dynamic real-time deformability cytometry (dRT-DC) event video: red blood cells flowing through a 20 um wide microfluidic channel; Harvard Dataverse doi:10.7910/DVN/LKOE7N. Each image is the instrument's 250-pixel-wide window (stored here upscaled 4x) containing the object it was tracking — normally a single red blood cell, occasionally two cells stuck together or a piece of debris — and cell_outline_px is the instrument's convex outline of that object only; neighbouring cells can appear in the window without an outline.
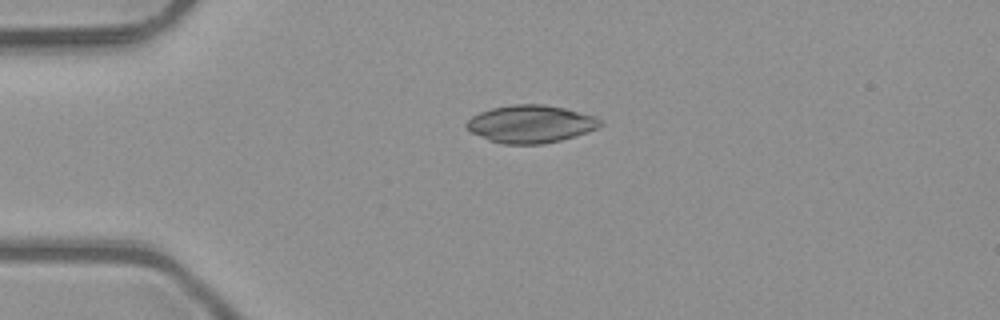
{"species": "common noctule bat (a hibernating species)", "species_latin": "Nyctalus noctula", "temperature_condition": "room temperature", "stored_images_in_passage": 3, "camera_frame_rate_fps": 3000, "um_per_image_px": 0.085, "animal": {"sex": "male", "body_mass_g": 23.1, "forearm_length_mm": 52.7}, "frame": {"image": 1, "passage_image": 1, "time_ms": 0.0, "image_size_px": [1000, 320], "cell_outline_px": [[604, 124], [600, 128], [576, 136], [544, 144], [504, 144], [488, 140], [464, 128], [464, 124], [472, 116], [480, 112], [492, 108], [512, 104], [540, 104], [564, 108], [596, 116]], "centroid_in_image_um": [45.12, 10.54], "position_along_channel_um": 39.9, "area_um2": 29.54}}